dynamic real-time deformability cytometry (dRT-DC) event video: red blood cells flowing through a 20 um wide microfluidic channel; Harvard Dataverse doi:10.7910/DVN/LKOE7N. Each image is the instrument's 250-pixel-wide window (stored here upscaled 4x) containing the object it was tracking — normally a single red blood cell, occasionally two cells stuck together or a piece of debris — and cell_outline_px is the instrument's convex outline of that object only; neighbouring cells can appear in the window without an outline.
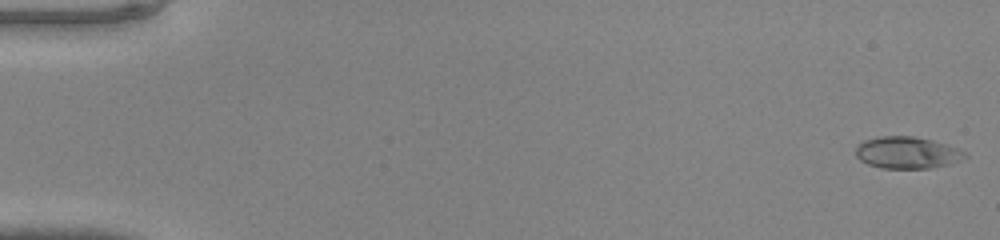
{"species": "common noctule bat (a hibernating species)", "species_latin": "Nyctalus noctula", "temperature_condition": "warm", "stored_images_in_passage": 47, "camera_frame_rate_fps": 3000, "um_per_image_px": 0.085, "animal": {"sex": "male", "body_mass_g": 20.0, "forearm_length_mm": 53.3}, "frame": {"image": 1, "passage_image": 1, "time_ms": 0.0, "image_size_px": [1000, 240], "cell_outline_px": [[968, 156], [952, 164], [928, 168], [880, 168], [868, 164], [860, 160], [856, 156], [856, 144], [864, 140], [880, 136], [912, 136], [932, 140], [956, 148], [964, 152]], "centroid_in_image_um": [77.07, 12.98], "position_along_channel_um": 7.9, "area_um2": 20.23}}
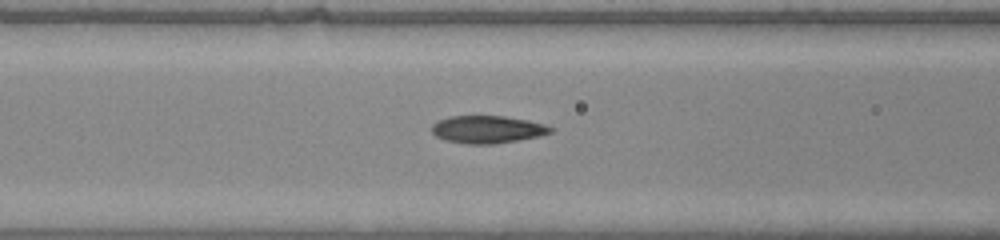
{"frame": {"image": 2, "passage_image": 20, "time_ms": 6.333, "image_size_px": [1000, 240], "cell_outline_px": [[556, 128], [552, 132], [540, 136], [492, 144], [464, 144], [444, 140], [436, 136], [432, 132], [432, 124], [436, 120], [448, 116], [504, 116], [528, 120], [544, 124]], "centroid_in_image_um": [41.41, 10.99], "position_along_channel_um": 125.2, "area_um2": 19.25}}
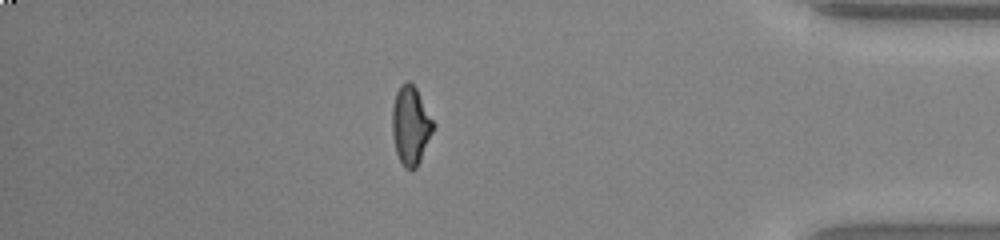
{"frame": {"image": 3, "passage_image": 41, "time_ms": 13.333, "image_size_px": [1000, 240], "cell_outline_px": [[436, 124], [420, 160], [416, 168], [412, 172], [404, 168], [396, 152], [392, 136], [392, 104], [396, 92], [400, 84], [408, 80], [416, 88]], "centroid_in_image_um": [34.9, 10.66], "position_along_channel_um": 400.3, "area_um2": 19.02}}